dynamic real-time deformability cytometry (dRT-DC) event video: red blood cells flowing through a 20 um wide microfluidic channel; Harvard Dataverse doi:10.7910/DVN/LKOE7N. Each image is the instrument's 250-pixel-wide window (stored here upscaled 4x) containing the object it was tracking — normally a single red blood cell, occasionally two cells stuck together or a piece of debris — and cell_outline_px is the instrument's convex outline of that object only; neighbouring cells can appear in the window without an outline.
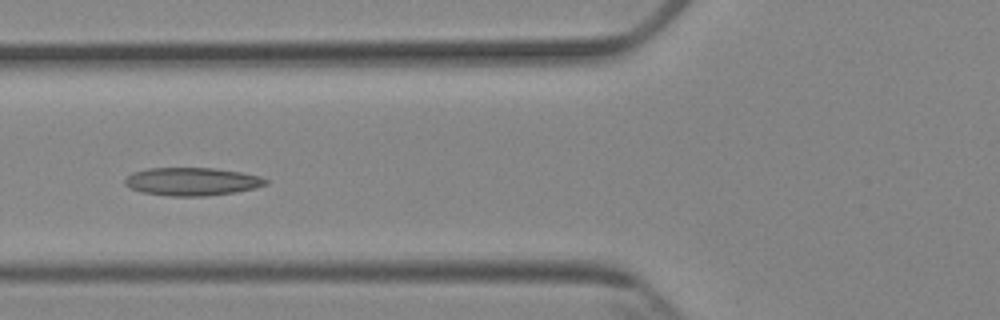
{"species": "Egyptian fruit bat (a non-hibernating species)", "species_latin": "Rousettus aegyptiacus", "temperature_condition": "cold", "stored_images_in_passage": 8, "camera_frame_rate_fps": 3000, "um_per_image_px": 0.085, "animal": {"sex": "female"}, "frame": {"image": 1, "passage_image": 6, "time_ms": 5.667, "image_size_px": [1000, 320], "cell_outline_px": [[268, 184], [256, 188], [236, 192], [204, 196], [172, 196], [140, 192], [124, 184], [124, 180], [132, 172], [148, 168], [216, 168], [244, 172], [260, 176], [268, 180]], "centroid_in_image_um": [16.35, 15.42], "position_along_channel_um": 109.4, "area_um2": 23.18}}
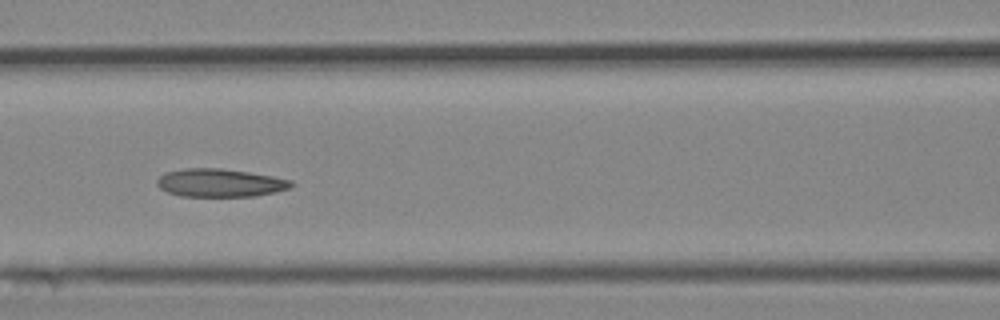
{"frame": {"image": 2, "passage_image": 7, "time_ms": 6.667, "image_size_px": [1000, 320], "cell_outline_px": [[296, 184], [292, 188], [256, 196], [180, 196], [168, 192], [160, 188], [156, 184], [156, 180], [164, 172], [184, 168], [220, 168], [248, 172], [272, 176], [292, 180]], "centroid_in_image_um": [18.71, 15.54], "position_along_channel_um": 147.9, "area_um2": 22.14}}
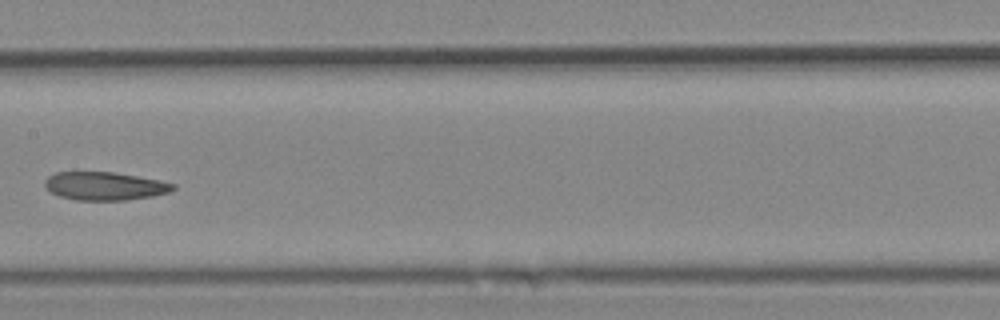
{"frame": {"image": 3, "passage_image": 8, "time_ms": 8.0, "image_size_px": [1000, 320], "cell_outline_px": [[176, 188], [172, 192], [152, 196], [124, 200], [76, 200], [60, 196], [52, 192], [44, 184], [44, 180], [48, 176], [56, 172], [112, 172], [136, 176], [176, 184]], "centroid_in_image_um": [8.91, 15.81], "position_along_channel_um": 198.5, "area_um2": 20.92}}